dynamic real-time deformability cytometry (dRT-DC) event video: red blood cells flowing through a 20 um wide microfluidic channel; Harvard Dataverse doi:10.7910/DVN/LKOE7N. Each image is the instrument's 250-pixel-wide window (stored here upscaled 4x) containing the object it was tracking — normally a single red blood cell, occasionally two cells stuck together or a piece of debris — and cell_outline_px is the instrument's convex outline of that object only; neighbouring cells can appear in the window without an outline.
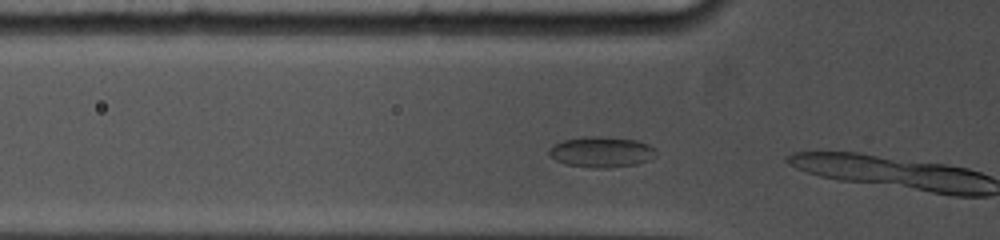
{"species": "common noctule bat (a hibernating species)", "species_latin": "Nyctalus noctula", "temperature_condition": "cold", "stored_images_in_passage": 5, "camera_frame_rate_fps": 5000, "um_per_image_px": 0.085, "animal": {"sex": "female", "body_mass_g": 19.0, "forearm_length_mm": 53.3}, "frame": {"image": 1, "passage_image": 3, "time_ms": 0.6, "image_size_px": [1000, 240], "cell_outline_px": [[656, 156], [648, 160], [636, 164], [608, 168], [592, 168], [564, 164], [556, 160], [548, 152], [548, 148], [552, 144], [564, 140], [584, 136], [604, 136], [636, 140], [648, 144], [656, 148]], "centroid_in_image_um": [51.12, 12.91], "position_along_channel_um": 74.7, "area_um2": 19.36}}